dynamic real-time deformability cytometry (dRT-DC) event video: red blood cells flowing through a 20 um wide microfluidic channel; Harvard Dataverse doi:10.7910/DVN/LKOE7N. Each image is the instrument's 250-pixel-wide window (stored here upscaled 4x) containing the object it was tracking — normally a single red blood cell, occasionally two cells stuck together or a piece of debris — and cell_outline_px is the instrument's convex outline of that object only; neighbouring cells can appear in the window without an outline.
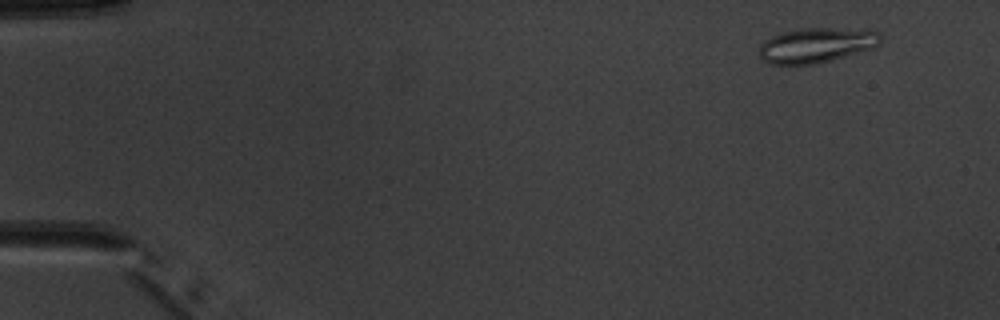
{"species": "common noctule bat (a hibernating species)", "species_latin": "Nyctalus noctula", "temperature_condition": "warm", "stored_images_in_passage": 2, "camera_frame_rate_fps": 3000, "um_per_image_px": 0.085, "animal": {"sex": "male", "body_mass_g": 20.1, "forearm_length_mm": 53.5}, "frame": {"image": 1, "passage_image": 2, "time_ms": 2.0, "image_size_px": [1000, 320], "cell_outline_px": [[880, 44], [872, 48], [832, 60], [816, 64], [768, 64], [760, 56], [760, 44], [764, 40], [772, 36], [784, 32], [804, 28], [832, 28], [880, 32]], "centroid_in_image_um": [69.36, 3.85], "position_along_channel_um": 15.6, "area_um2": 24.33}}